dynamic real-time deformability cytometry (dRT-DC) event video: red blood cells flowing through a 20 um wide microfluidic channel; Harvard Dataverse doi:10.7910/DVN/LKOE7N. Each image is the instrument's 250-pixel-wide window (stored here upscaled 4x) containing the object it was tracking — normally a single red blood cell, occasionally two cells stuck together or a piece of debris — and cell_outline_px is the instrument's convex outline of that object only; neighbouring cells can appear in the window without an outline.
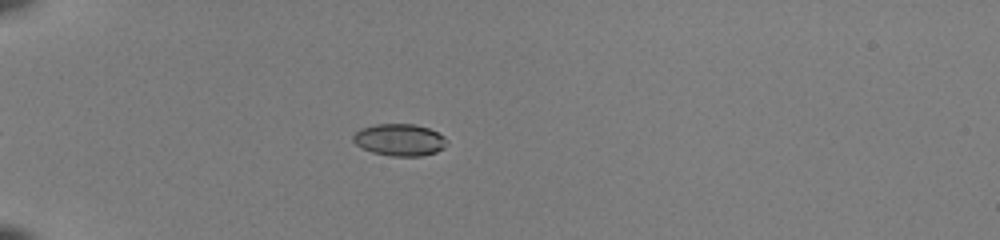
{"species": "common noctule bat (a hibernating species)", "species_latin": "Nyctalus noctula", "temperature_condition": "room temperature", "stored_images_in_passage": 36, "camera_frame_rate_fps": 3000, "um_per_image_px": 0.085, "animal": {"sex": "female", "body_mass_g": 22.0, "forearm_length_mm": 56.7}, "frame": {"image": 1, "passage_image": 6, "time_ms": 1.667, "image_size_px": [1000, 240], "cell_outline_px": [[448, 144], [444, 148], [436, 152], [420, 156], [392, 156], [372, 152], [360, 148], [352, 140], [352, 136], [360, 128], [376, 124], [416, 124], [428, 128], [444, 136], [448, 140]], "centroid_in_image_um": [33.96, 11.89], "position_along_channel_um": 51.0, "area_um2": 17.63}}
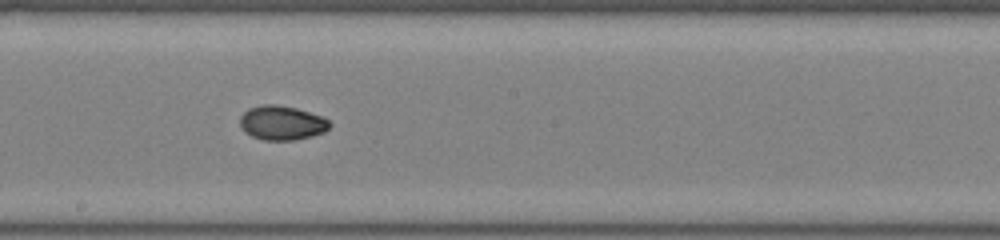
{"frame": {"image": 2, "passage_image": 21, "time_ms": 6.667, "image_size_px": [1000, 240], "cell_outline_px": [[332, 124], [324, 132], [312, 136], [296, 140], [264, 140], [252, 136], [244, 132], [240, 124], [240, 116], [248, 108], [260, 104], [276, 104], [296, 108], [324, 116]], "centroid_in_image_um": [23.96, 10.43], "position_along_channel_um": 224.2, "area_um2": 18.15}}
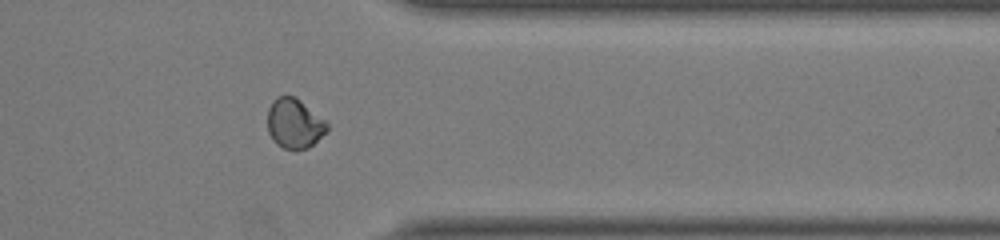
{"frame": {"image": 3, "passage_image": 33, "time_ms": 10.667, "image_size_px": [1000, 240], "cell_outline_px": [[328, 128], [308, 148], [284, 148], [276, 144], [268, 132], [268, 108], [272, 100], [276, 96], [296, 96], [324, 120], [328, 124]], "centroid_in_image_um": [24.98, 10.46], "position_along_channel_um": 386.4, "area_um2": 16.94}, "authors_computed_cell_mechanics": {"area_um2": 17.5134, "velocity_mm_per_s": 4.1016, "shape_relaxation_time_tau1_ms": 6.441, "shape_relaxation_time_tau2_ms": 1.1447, "deformation_change_tau1": 0.1731, "deformation_change_tau2": 0.0341}}